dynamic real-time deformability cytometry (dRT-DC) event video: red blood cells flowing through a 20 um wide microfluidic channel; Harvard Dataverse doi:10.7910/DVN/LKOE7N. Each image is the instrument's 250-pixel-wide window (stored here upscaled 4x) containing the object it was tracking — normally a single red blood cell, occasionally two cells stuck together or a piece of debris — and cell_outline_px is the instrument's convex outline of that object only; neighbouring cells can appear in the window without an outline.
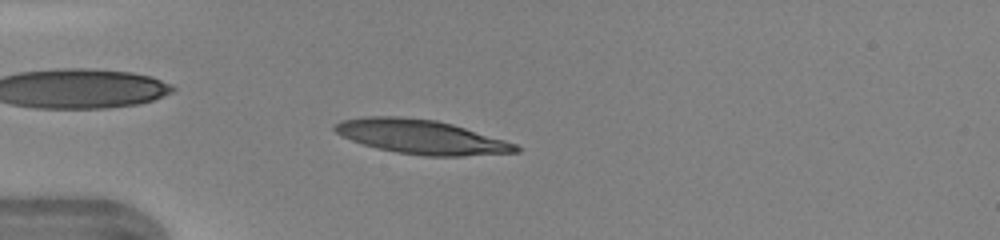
{"species": "human", "species_latin": "Homo sapiens", "temperature_condition": "warm", "stored_images_in_passage": 41, "camera_frame_rate_fps": 3000, "um_per_image_px": 0.085, "donor": {"sex": "female"}, "frame": {"image": 1, "passage_image": 8, "time_ms": 2.333, "image_size_px": [1000, 240], "cell_outline_px": [[520, 152], [460, 156], [424, 156], [396, 152], [364, 144], [352, 140], [336, 132], [332, 128], [340, 120], [364, 116], [400, 116], [436, 120], [452, 124], [504, 140], [516, 144], [520, 148]], "centroid_in_image_um": [35.8, 11.62], "position_along_channel_um": 49.2, "area_um2": 35.78}}
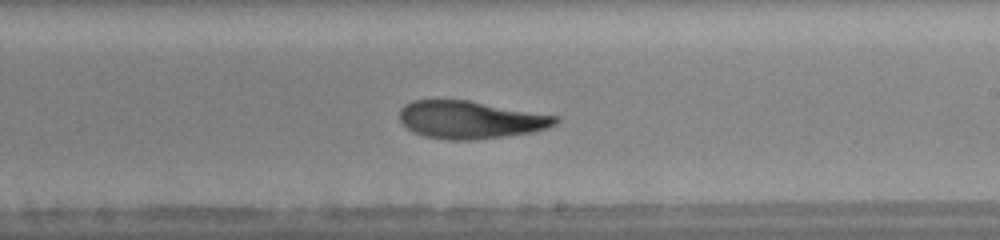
{"frame": {"image": 2, "passage_image": 23, "time_ms": 7.333, "image_size_px": [1000, 240], "cell_outline_px": [[560, 120], [556, 124], [548, 128], [532, 132], [476, 140], [448, 140], [424, 136], [412, 132], [400, 120], [400, 108], [404, 104], [412, 100], [468, 100], [560, 116]], "centroid_in_image_um": [40.0, 10.18], "position_along_channel_um": 249.0, "area_um2": 34.45}}
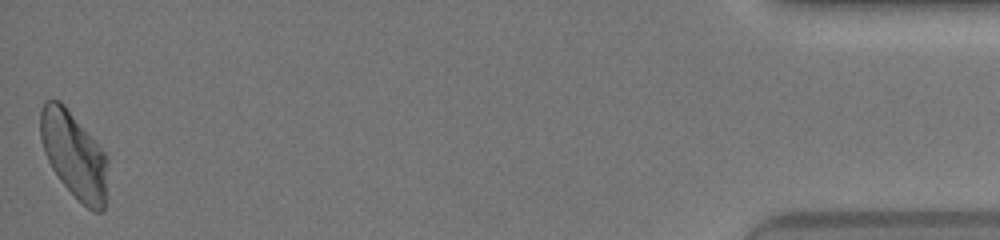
{"frame": {"image": 3, "passage_image": 41, "time_ms": 13.333, "image_size_px": [1000, 240], "cell_outline_px": [[108, 160], [104, 212], [92, 212], [60, 180], [52, 168], [44, 152], [40, 136], [40, 112], [44, 100], [60, 100], [64, 104], [108, 156]], "centroid_in_image_um": [6.29, 13.15], "position_along_channel_um": 428.9, "area_um2": 33.64}, "authors_computed_cell_mechanics": {"area_um2": 34.6222, "velocity_mm_per_s": 4.3752, "shape_relaxation_time_tau1_ms": 6.1503, "shape_relaxation_time_tau2_ms": 1.5065, "deformation_change_tau1": 0.2317, "deformation_change_tau2": 0.0787}}